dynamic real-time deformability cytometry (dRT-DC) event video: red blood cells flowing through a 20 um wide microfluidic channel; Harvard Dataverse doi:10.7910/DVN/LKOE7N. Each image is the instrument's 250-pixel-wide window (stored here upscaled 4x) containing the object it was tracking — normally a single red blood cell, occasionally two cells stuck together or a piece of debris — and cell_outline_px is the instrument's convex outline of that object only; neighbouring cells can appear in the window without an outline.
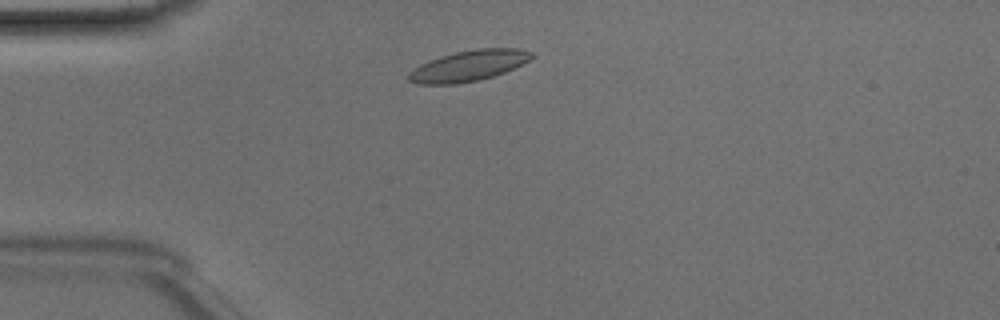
{"species": "Egyptian fruit bat (a non-hibernating species)", "species_latin": "Rousettus aegyptiacus", "temperature_condition": "room temperature", "stored_images_in_passage": 41, "camera_frame_rate_fps": 3000, "um_per_image_px": 0.085, "animal": {"sex": "male"}, "frame": {"image": 1, "passage_image": 5, "time_ms": 1.333, "image_size_px": [1000, 320], "cell_outline_px": [[536, 56], [504, 72], [492, 76], [476, 80], [456, 84], [420, 84], [408, 80], [408, 72], [412, 68], [428, 60], [440, 56], [456, 52], [480, 48], [520, 48], [532, 52]], "centroid_in_image_um": [39.8, 5.58], "position_along_channel_um": 45.2, "area_um2": 21.91}}
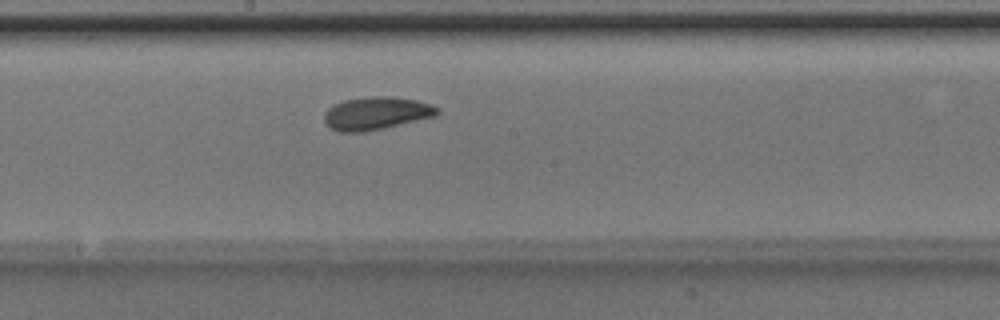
{"frame": {"image": 2, "passage_image": 19, "time_ms": 6.0, "image_size_px": [1000, 320], "cell_outline_px": [[440, 112], [436, 116], [368, 132], [336, 132], [324, 124], [324, 112], [332, 104], [344, 100], [368, 96], [392, 96], [416, 100], [440, 108]], "centroid_in_image_um": [31.94, 9.64], "position_along_channel_um": 216.3, "area_um2": 22.08}}
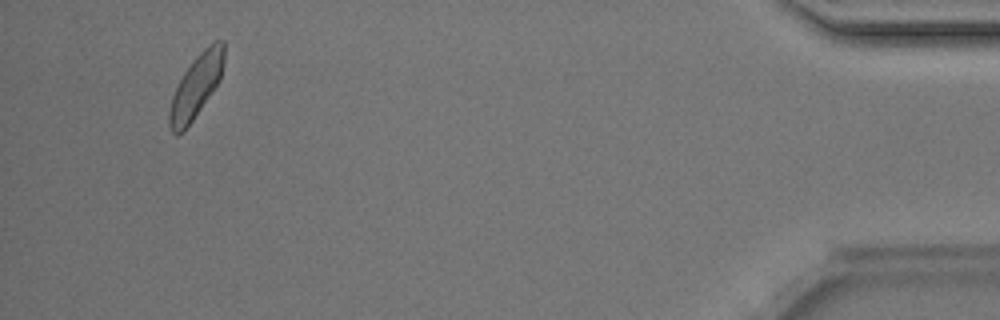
{"frame": {"image": 3, "passage_image": 39, "time_ms": 12.667, "image_size_px": [1000, 320], "cell_outline_px": [[224, 60], [220, 80], [184, 132], [176, 136], [172, 132], [168, 124], [168, 112], [172, 96], [184, 72], [192, 60], [204, 48], [216, 40], [224, 40]], "centroid_in_image_um": [16.65, 7.35], "position_along_channel_um": 418.5, "area_um2": 20.0}, "authors_computed_cell_mechanics": {"area_um2": 20.6346, "velocity_mm_per_s": 4.1176, "shape_relaxation_time_tau1_ms": 2.1598, "shape_relaxation_time_tau2_ms": 3.187, "deformation_change_tau1": 0.0762, "deformation_change_tau2": 0.0905}}